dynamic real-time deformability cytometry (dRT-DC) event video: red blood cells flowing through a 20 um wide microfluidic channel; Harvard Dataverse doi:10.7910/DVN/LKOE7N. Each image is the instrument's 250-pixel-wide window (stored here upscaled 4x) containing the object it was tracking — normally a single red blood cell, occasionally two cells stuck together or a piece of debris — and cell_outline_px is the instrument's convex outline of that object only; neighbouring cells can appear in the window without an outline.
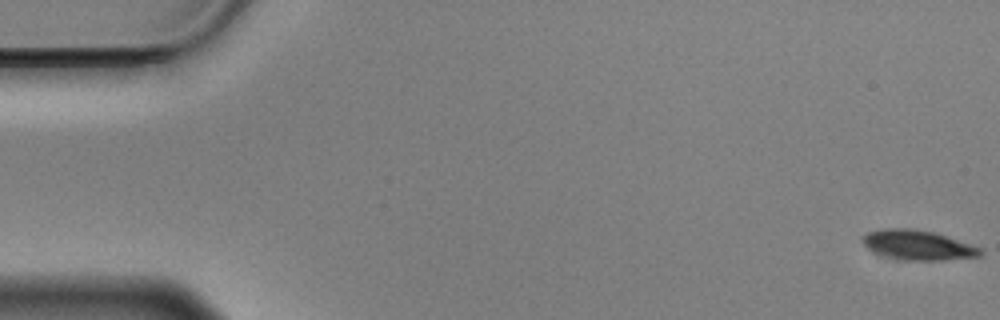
{"species": "Egyptian fruit bat (a non-hibernating species)", "species_latin": "Rousettus aegyptiacus", "temperature_condition": "cold", "stored_images_in_passage": 57, "camera_frame_rate_fps": 3000, "um_per_image_px": 0.085, "animal": {"sex": "male"}, "frame": {"image": 1, "passage_image": 1, "time_ms": 0.0, "image_size_px": [1000, 320], "cell_outline_px": [[984, 252], [980, 256], [940, 260], [908, 260], [888, 256], [876, 252], [868, 248], [860, 240], [860, 236], [868, 232], [884, 228], [916, 228], [932, 232], [980, 248]], "centroid_in_image_um": [77.96, 20.81], "position_along_channel_um": 7.0, "area_um2": 20.0}}
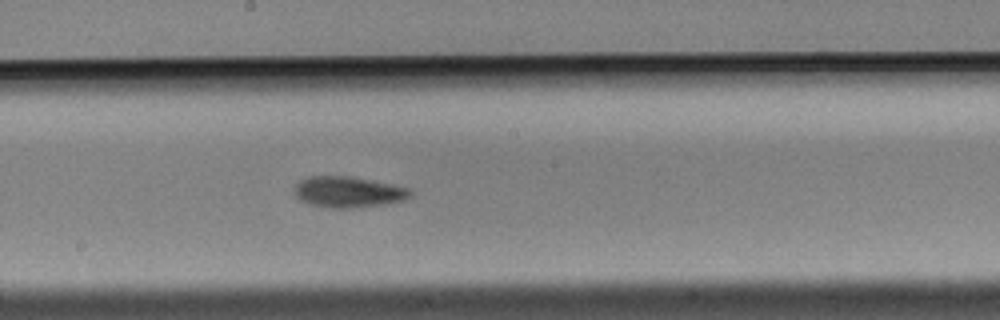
{"frame": {"image": 2, "passage_image": 31, "time_ms": 10.0, "image_size_px": [1000, 320], "cell_outline_px": [[416, 192], [412, 196], [404, 200], [388, 204], [352, 208], [328, 208], [312, 204], [300, 200], [292, 192], [292, 188], [300, 180], [308, 176], [352, 176], [392, 184], [408, 188]], "centroid_in_image_um": [29.62, 16.32], "position_along_channel_um": 218.6, "area_um2": 21.33}}
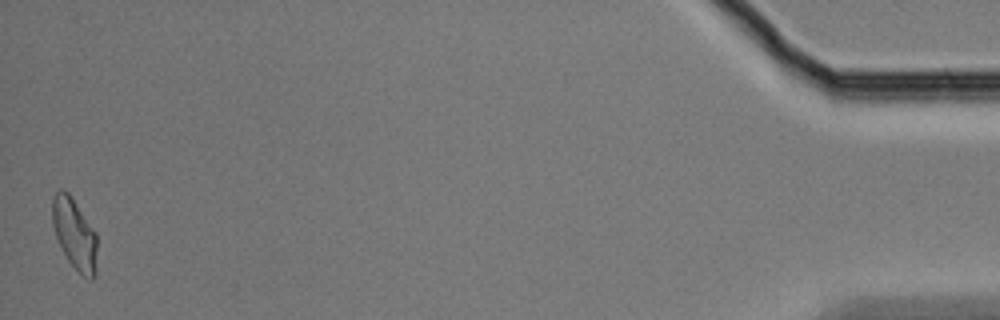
{"frame": {"image": 3, "passage_image": 57, "time_ms": 18.667, "image_size_px": [1000, 320], "cell_outline_px": [[96, 276], [92, 280], [88, 280], [68, 260], [56, 236], [52, 224], [52, 196], [60, 188], [64, 188], [68, 192], [96, 232]], "centroid_in_image_um": [6.33, 19.86], "position_along_channel_um": 428.9, "area_um2": 18.38}, "authors_computed_cell_mechanics": {"area_um2": 19.941, "velocity_mm_per_s": 3.5111, "shape_relaxation_time_tau1_ms": 3.8759, "shape_relaxation_time_tau2_ms": null, "deformation_change_tau1": 0.1121, "deformation_change_tau2": null}}